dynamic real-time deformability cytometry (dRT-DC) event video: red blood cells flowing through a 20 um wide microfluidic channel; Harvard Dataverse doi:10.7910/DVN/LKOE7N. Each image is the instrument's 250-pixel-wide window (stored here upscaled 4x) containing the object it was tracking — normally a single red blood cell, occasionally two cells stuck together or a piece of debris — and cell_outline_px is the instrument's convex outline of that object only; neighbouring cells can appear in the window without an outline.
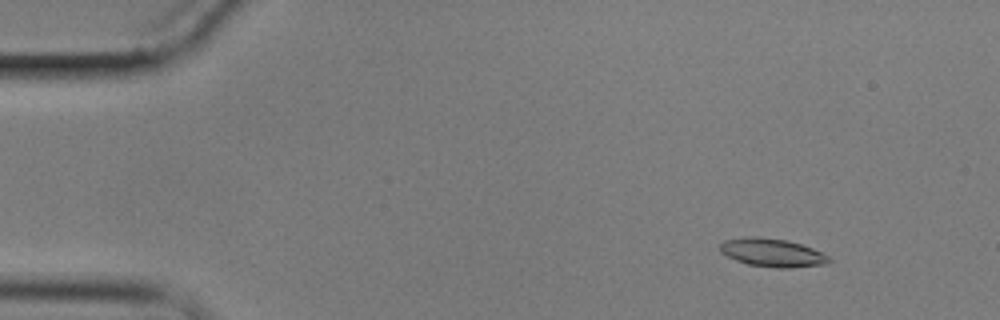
{"species": "common noctule bat (a hibernating species)", "species_latin": "Nyctalus noctula", "temperature_condition": "cold", "stored_images_in_passage": 58, "camera_frame_rate_fps": 3000, "um_per_image_px": 0.085, "animal": {"sex": "male", "body_mass_g": 17.9}, "frame": {"image": 1, "passage_image": 6, "time_ms": 1.667, "image_size_px": [1000, 320], "cell_outline_px": [[832, 260], [824, 264], [788, 268], [776, 268], [748, 264], [736, 260], [720, 252], [720, 244], [724, 240], [744, 236], [756, 236], [788, 240], [812, 248], [828, 256]], "centroid_in_image_um": [65.61, 21.46], "position_along_channel_um": 19.4, "area_um2": 17.92}}
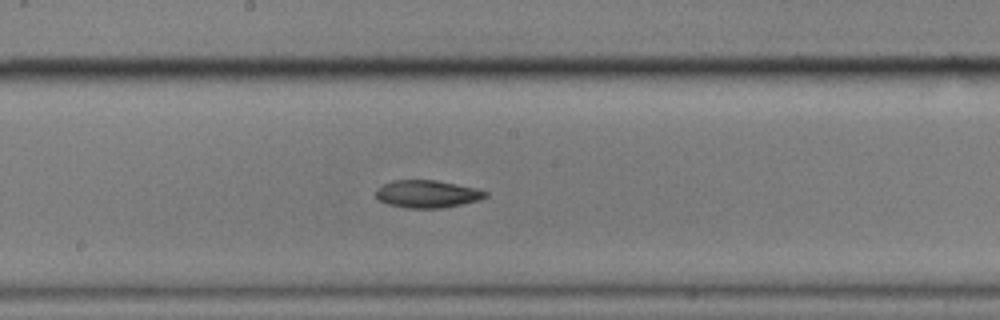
{"frame": {"image": 2, "passage_image": 31, "time_ms": 10.0, "image_size_px": [1000, 320], "cell_outline_px": [[488, 196], [480, 200], [444, 208], [408, 208], [388, 204], [380, 200], [376, 196], [376, 188], [380, 184], [392, 180], [436, 180], [476, 188], [488, 192]], "centroid_in_image_um": [36.31, 16.48], "position_along_channel_um": 211.9, "area_um2": 17.74}}
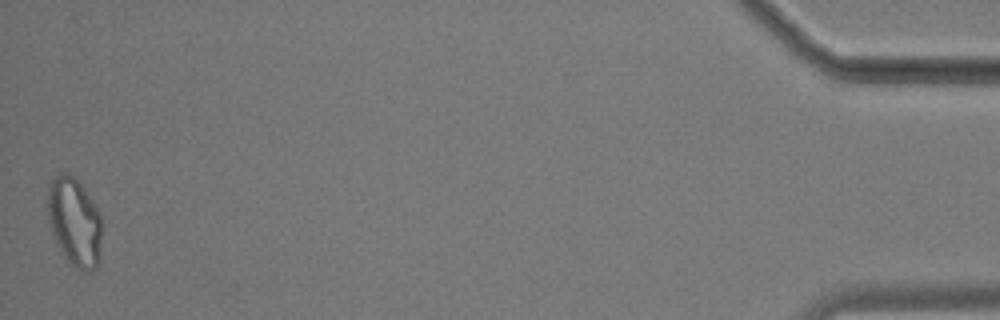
{"frame": {"image": 3, "passage_image": 58, "time_ms": 19.0, "image_size_px": [1000, 320], "cell_outline_px": [[104, 228], [100, 260], [96, 268], [88, 272], [84, 272], [76, 268], [68, 260], [56, 244], [52, 236], [48, 220], [48, 184], [60, 172], [68, 172], [80, 184], [96, 204], [100, 212]], "centroid_in_image_um": [6.38, 18.89], "position_along_channel_um": 428.8, "area_um2": 28.78}}